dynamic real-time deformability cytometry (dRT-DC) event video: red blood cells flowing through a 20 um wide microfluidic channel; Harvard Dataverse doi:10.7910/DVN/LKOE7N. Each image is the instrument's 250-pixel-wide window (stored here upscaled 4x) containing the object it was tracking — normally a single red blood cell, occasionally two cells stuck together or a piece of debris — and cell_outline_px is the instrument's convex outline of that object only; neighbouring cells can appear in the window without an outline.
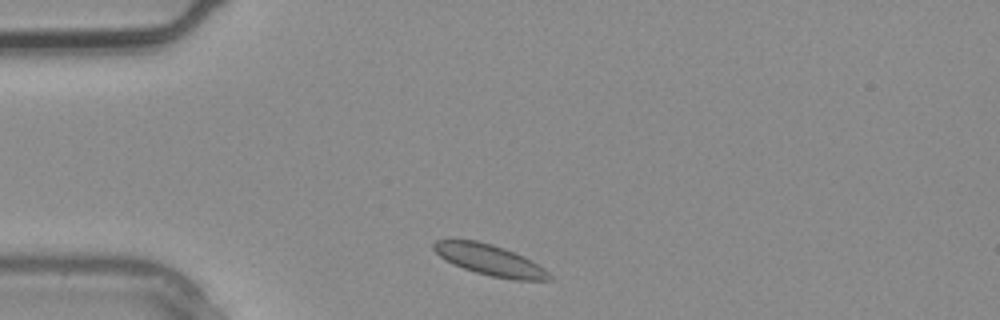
{"species": "common noctule bat (a hibernating species)", "species_latin": "Nyctalus noctula", "temperature_condition": "warm", "stored_images_in_passage": 4, "segment_of_instrument_passage": [2, 2], "camera_frame_rate_fps": 3000, "um_per_image_px": 0.085, "animal": {"sex": "male", "body_mass_g": 20.4}, "frame": {"image": 1, "passage_image": 4, "time_ms": 1.0, "image_size_px": [1000, 320], "cell_outline_px": [[556, 280], [512, 280], [492, 276], [476, 272], [464, 268], [440, 256], [432, 248], [432, 244], [436, 240], [476, 240], [492, 244], [504, 248], [524, 256], [532, 260], [544, 268]], "centroid_in_image_um": [41.7, 22.11], "position_along_channel_um": 43.3, "area_um2": 20.63}}